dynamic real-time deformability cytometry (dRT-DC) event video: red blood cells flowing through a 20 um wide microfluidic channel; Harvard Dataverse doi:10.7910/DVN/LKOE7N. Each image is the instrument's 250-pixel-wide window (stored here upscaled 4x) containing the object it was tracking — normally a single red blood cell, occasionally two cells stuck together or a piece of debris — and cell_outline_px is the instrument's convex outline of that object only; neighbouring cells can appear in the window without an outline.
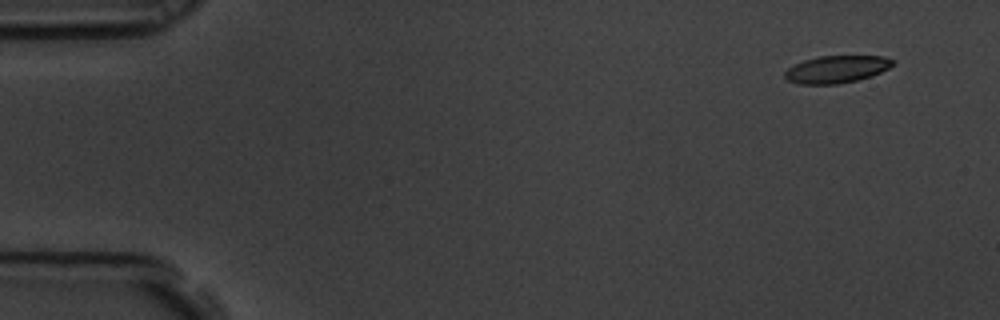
{"species": "common noctule bat (a hibernating species)", "species_latin": "Nyctalus noctula", "temperature_condition": "room temperature", "stored_images_in_passage": 7, "camera_frame_rate_fps": 3000, "um_per_image_px": 0.085, "animal": {"sex": "male", "body_mass_g": 19.5, "forearm_length_mm": 54.6}, "frame": {"image": 1, "passage_image": 1, "time_ms": 0.0, "image_size_px": [1000, 320], "cell_outline_px": [[896, 60], [888, 68], [872, 76], [840, 84], [800, 84], [788, 80], [784, 76], [784, 72], [788, 68], [804, 60], [820, 56], [884, 56]], "centroid_in_image_um": [71.12, 5.89], "position_along_channel_um": 13.9, "area_um2": 17.11}}
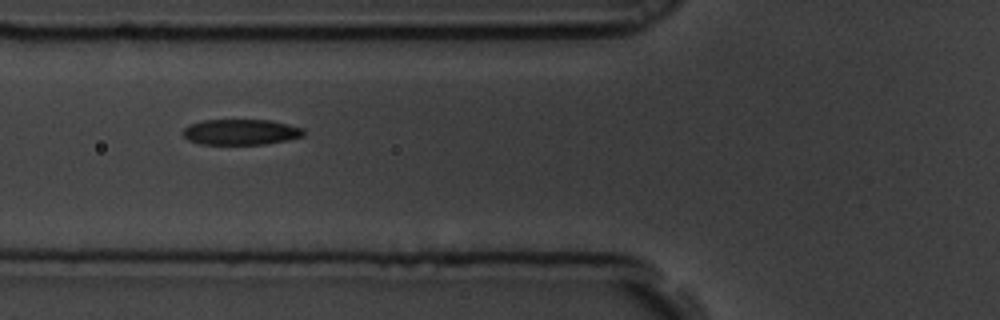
{"frame": {"image": 2, "passage_image": 6, "time_ms": 1.667, "image_size_px": [1000, 320], "cell_outline_px": [[304, 136], [288, 140], [264, 144], [200, 144], [188, 140], [184, 136], [184, 128], [188, 124], [204, 120], [272, 120], [304, 128]], "centroid_in_image_um": [20.49, 11.22], "position_along_channel_um": 105.3, "area_um2": 18.09}}
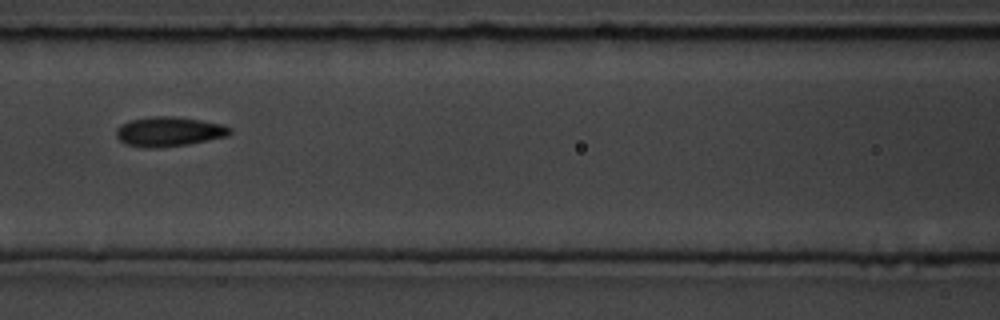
{"frame": {"image": 3, "passage_image": 7, "time_ms": 2.0, "image_size_px": [1000, 320], "cell_outline_px": [[232, 132], [228, 136], [188, 144], [160, 148], [144, 148], [124, 144], [116, 136], [116, 128], [120, 124], [132, 120], [152, 116], [176, 116], [200, 120], [220, 124], [232, 128]], "centroid_in_image_um": [14.34, 11.19], "position_along_channel_um": 152.3, "area_um2": 19.77}}